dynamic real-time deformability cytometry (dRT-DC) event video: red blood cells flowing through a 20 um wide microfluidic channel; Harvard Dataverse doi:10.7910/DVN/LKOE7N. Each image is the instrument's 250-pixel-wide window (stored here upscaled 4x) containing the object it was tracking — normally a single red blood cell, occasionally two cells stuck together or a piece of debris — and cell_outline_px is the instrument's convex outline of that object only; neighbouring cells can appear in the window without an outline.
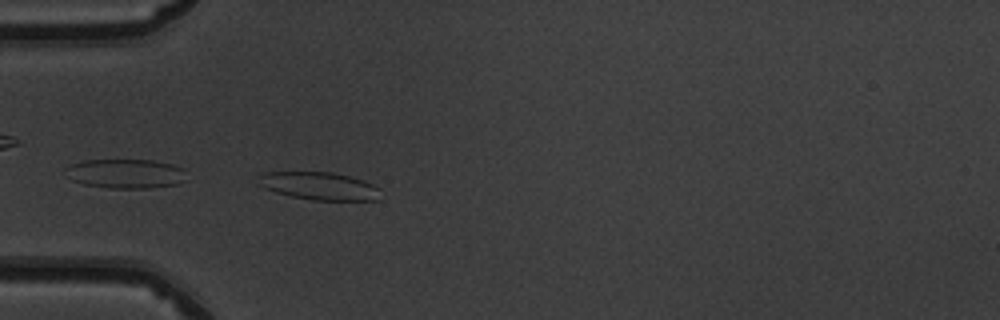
{"species": "common noctule bat (a hibernating species)", "species_latin": "Nyctalus noctula", "temperature_condition": "warm", "stored_images_in_passage": 38, "camera_frame_rate_fps": 3000, "um_per_image_px": 0.085, "animal": {"sex": "male", "body_mass_g": 19.5, "forearm_length_mm": 54.6}, "frame": {"image": 1, "passage_image": 8, "time_ms": 2.333, "image_size_px": [1000, 320], "cell_outline_px": [[380, 200], [312, 200], [292, 196], [276, 192], [264, 188], [256, 184], [260, 176], [264, 172], [332, 172], [364, 180], [380, 188]], "centroid_in_image_um": [27.15, 15.81], "position_along_channel_um": 57.9, "area_um2": 19.83}}
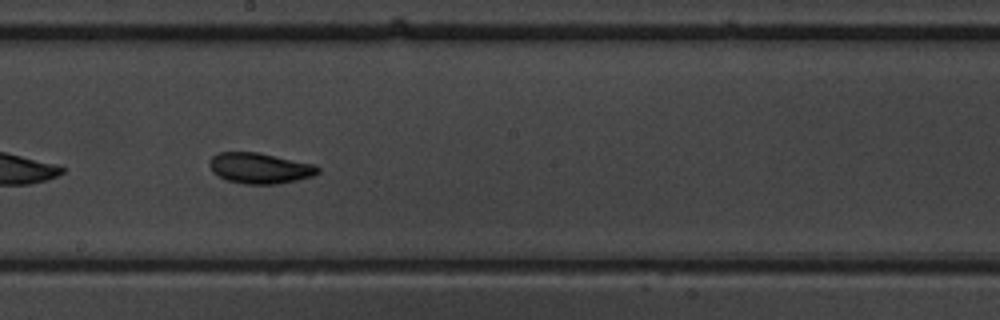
{"frame": {"image": 2, "passage_image": 21, "time_ms": 6.667, "image_size_px": [1000, 320], "cell_outline_px": [[320, 172], [312, 176], [296, 180], [276, 184], [244, 184], [228, 180], [212, 172], [208, 164], [208, 160], [216, 152], [256, 152], [316, 164], [320, 168]], "centroid_in_image_um": [22.07, 14.28], "position_along_channel_um": 226.1, "area_um2": 19.48}}
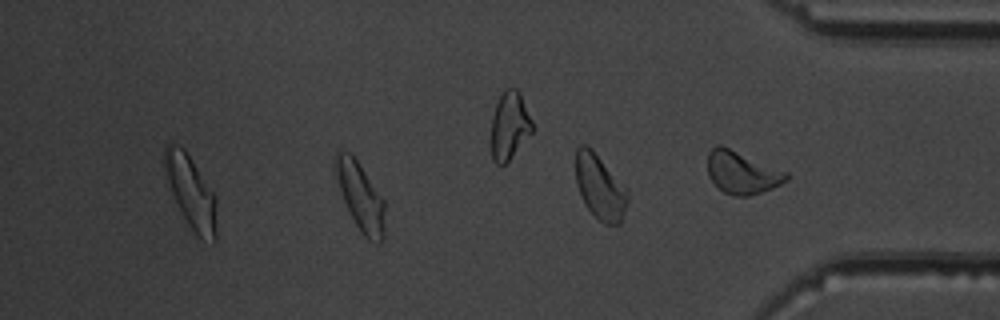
{"frame": {"image": 3, "passage_image": 32, "time_ms": 10.333, "image_size_px": [1000, 320], "cell_outline_px": [[384, 236], [380, 244], [376, 244], [368, 240], [360, 232], [344, 200], [336, 180], [332, 168], [336, 152], [348, 152], [356, 160], [384, 200]], "centroid_in_image_um": [30.62, 16.74], "position_along_channel_um": 404.6, "area_um2": 19.36}, "authors_computed_cell_mechanics": {"area_um2": 19.5653, "velocity_mm_per_s": 4.0166, "shape_relaxation_time_tau1_ms": 4.9657, "shape_relaxation_time_tau2_ms": 2.1397, "deformation_change_tau1": 0.1116, "deformation_change_tau2": 0.0834}}